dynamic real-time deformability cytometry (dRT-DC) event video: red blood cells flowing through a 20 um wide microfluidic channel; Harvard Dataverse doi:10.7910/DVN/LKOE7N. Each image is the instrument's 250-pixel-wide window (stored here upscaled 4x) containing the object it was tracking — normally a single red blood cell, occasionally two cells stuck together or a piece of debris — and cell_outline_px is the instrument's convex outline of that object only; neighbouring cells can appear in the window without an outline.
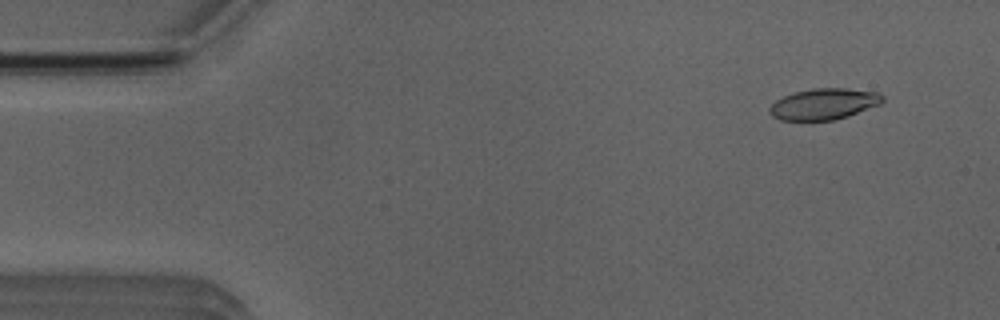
{"species": "Egyptian fruit bat (a non-hibernating species)", "species_latin": "Rousettus aegyptiacus", "temperature_condition": "room temperature", "stored_images_in_passage": 6, "camera_frame_rate_fps": 3000, "um_per_image_px": 0.085, "animal": {"sex": "male"}, "frame": {"image": 1, "passage_image": 1, "time_ms": 0.0, "image_size_px": [1000, 320], "cell_outline_px": [[884, 100], [880, 104], [848, 116], [832, 120], [780, 120], [772, 116], [768, 112], [768, 108], [776, 100], [784, 96], [796, 92], [812, 88], [844, 88], [880, 92], [884, 96]], "centroid_in_image_um": [70.03, 8.83], "position_along_channel_um": 15.0, "area_um2": 20.52}}
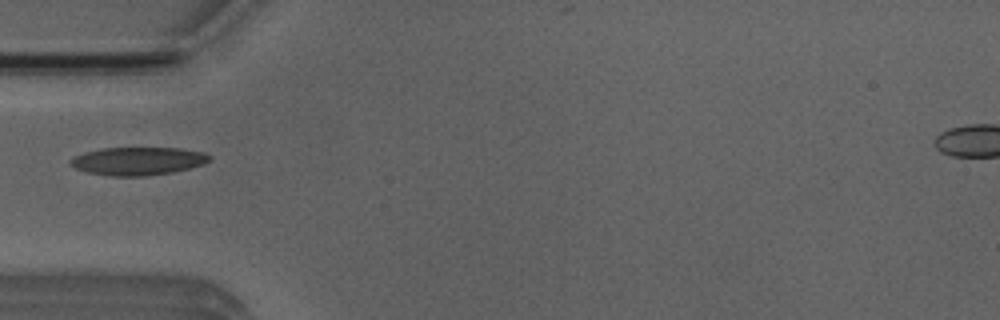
{"frame": {"image": 2, "passage_image": 4, "time_ms": 4.0, "image_size_px": [1000, 320], "cell_outline_px": [[212, 156], [204, 164], [172, 172], [144, 176], [112, 176], [88, 172], [76, 168], [68, 164], [68, 160], [72, 156], [84, 152], [100, 148], [180, 148], [204, 152]], "centroid_in_image_um": [11.68, 13.68], "position_along_channel_um": 73.3, "area_um2": 22.77}}